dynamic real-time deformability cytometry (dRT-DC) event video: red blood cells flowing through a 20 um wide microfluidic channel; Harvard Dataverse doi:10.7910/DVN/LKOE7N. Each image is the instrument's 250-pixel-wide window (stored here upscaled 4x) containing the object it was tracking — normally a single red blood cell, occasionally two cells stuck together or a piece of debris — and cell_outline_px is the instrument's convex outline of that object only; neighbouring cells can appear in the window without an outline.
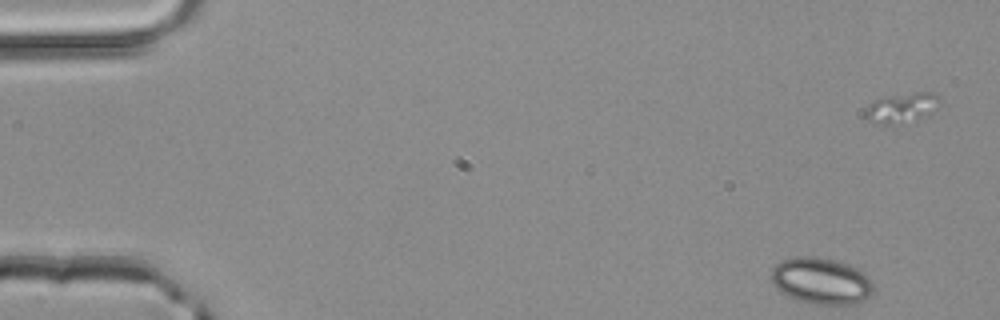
{"species": "common noctule bat (a hibernating species)", "species_latin": "Nyctalus noctula", "temperature_condition": "room temperature", "stored_images_in_passage": 3, "segment_of_instrument_passage": [2, 2], "camera_frame_rate_fps": 3000, "um_per_image_px": 0.085, "animal": {"sex": "male", "body_mass_g": 20.4}, "frame": {"image": 1, "passage_image": 3, "time_ms": 0.667, "image_size_px": [1000, 320], "cell_outline_px": [[872, 292], [868, 296], [852, 304], [816, 304], [796, 300], [780, 292], [772, 284], [772, 268], [780, 260], [796, 256], [816, 256], [832, 260], [856, 268], [864, 272], [872, 280]], "centroid_in_image_um": [69.75, 23.87], "position_along_channel_um": 15.3, "area_um2": 27.51}}